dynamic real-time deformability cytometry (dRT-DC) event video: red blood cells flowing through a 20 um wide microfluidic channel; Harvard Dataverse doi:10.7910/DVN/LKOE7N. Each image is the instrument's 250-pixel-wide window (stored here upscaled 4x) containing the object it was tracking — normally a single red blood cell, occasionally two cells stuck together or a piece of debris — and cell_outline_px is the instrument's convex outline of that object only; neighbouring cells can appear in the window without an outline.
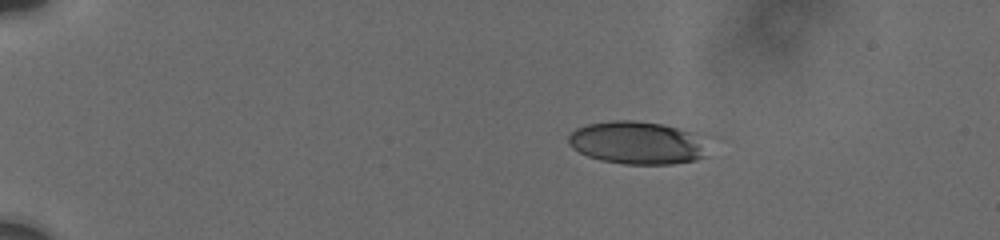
{"species": "human", "species_latin": "Homo sapiens", "temperature_condition": "cold", "stored_images_in_passage": 36, "camera_frame_rate_fps": 3000, "um_per_image_px": 0.085, "donor": {"sex": "male"}, "frame": {"image": 1, "passage_image": 1, "time_ms": 0.0, "image_size_px": [1000, 240], "cell_outline_px": [[708, 156], [696, 160], [672, 164], [624, 164], [600, 160], [588, 156], [572, 148], [568, 144], [568, 136], [576, 128], [588, 124], [612, 120], [636, 120], [660, 124], [692, 132], [700, 136], [704, 140]], "centroid_in_image_um": [54.17, 12.14], "position_along_channel_um": 30.8, "area_um2": 34.97}}
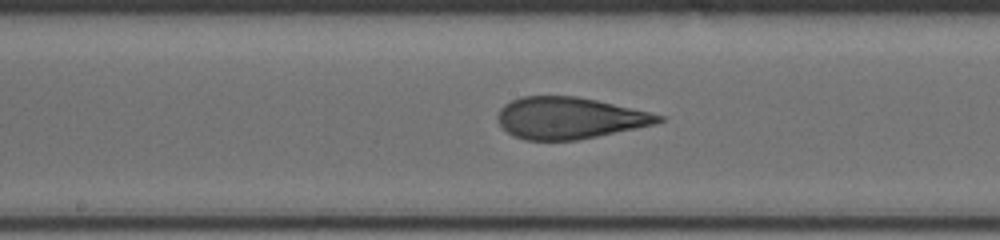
{"frame": {"image": 2, "passage_image": 16, "time_ms": 7.0, "image_size_px": [1000, 240], "cell_outline_px": [[664, 120], [652, 124], [636, 128], [576, 140], [524, 140], [512, 136], [500, 124], [496, 116], [500, 108], [504, 104], [512, 100], [524, 96], [576, 96], [596, 100], [648, 112], [664, 116]], "centroid_in_image_um": [48.34, 10.03], "position_along_channel_um": 199.9, "area_um2": 38.61}}
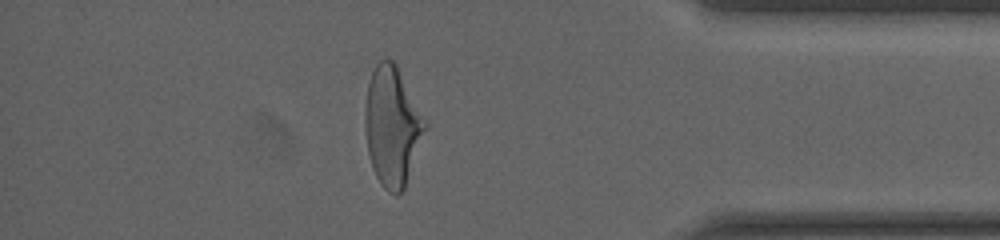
{"frame": {"image": 3, "passage_image": 31, "time_ms": 13.0, "image_size_px": [1000, 240], "cell_outline_px": [[428, 128], [404, 188], [396, 196], [388, 192], [380, 184], [372, 168], [368, 152], [364, 120], [364, 112], [368, 84], [372, 72], [376, 64], [380, 60], [392, 60], [396, 64], [428, 120]], "centroid_in_image_um": [33.37, 10.74], "position_along_channel_um": 401.8, "area_um2": 42.19}, "authors_computed_cell_mechanics": {"area_um2": 39.2173, "velocity_mm_per_s": 3.7613, "shape_relaxation_time_tau1_ms": 4.5532, "shape_relaxation_time_tau2_ms": 1.0787, "deformation_change_tau1": 0.1882, "deformation_change_tau2": 0.0807}}